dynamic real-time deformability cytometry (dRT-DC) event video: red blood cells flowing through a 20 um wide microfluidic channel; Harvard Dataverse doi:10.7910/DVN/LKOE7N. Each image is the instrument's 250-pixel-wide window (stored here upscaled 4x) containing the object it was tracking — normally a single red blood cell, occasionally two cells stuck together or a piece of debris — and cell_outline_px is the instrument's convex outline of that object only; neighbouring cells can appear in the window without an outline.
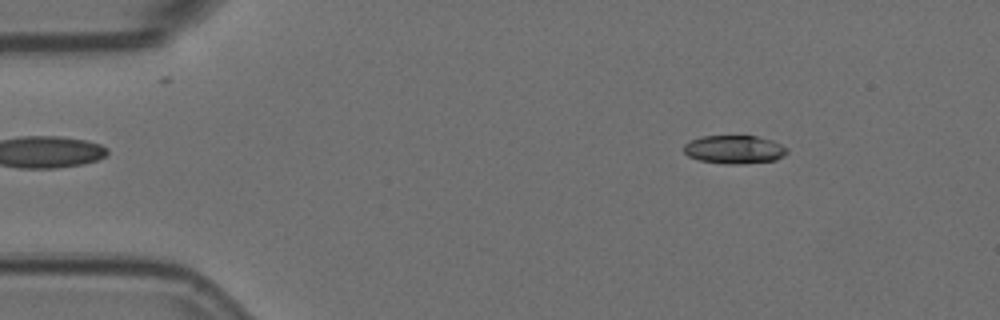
{"species": "Egyptian fruit bat (a non-hibernating species)", "species_latin": "Rousettus aegyptiacus", "temperature_condition": "room temperature", "stored_images_in_passage": 4, "camera_frame_rate_fps": 3000, "um_per_image_px": 0.085, "animal": {"sex": "female"}, "frame": {"image": 1, "passage_image": 2, "time_ms": 0.333, "image_size_px": [1000, 320], "cell_outline_px": [[788, 152], [784, 156], [776, 160], [740, 164], [728, 164], [700, 160], [688, 156], [684, 152], [684, 144], [700, 136], [756, 136], [772, 140], [788, 148]], "centroid_in_image_um": [62.44, 12.7], "position_along_channel_um": 22.6, "area_um2": 17.05}}